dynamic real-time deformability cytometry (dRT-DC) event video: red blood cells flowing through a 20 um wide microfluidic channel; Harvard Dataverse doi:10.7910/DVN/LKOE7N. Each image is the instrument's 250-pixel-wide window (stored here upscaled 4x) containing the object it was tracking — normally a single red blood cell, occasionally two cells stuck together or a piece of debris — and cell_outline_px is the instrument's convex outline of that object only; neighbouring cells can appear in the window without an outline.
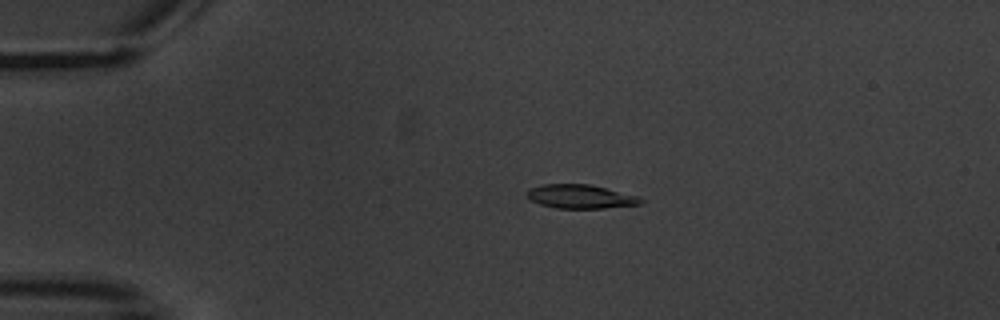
{"species": "common noctule bat (a hibernating species)", "species_latin": "Nyctalus noctula", "temperature_condition": "warm", "stored_images_in_passage": 14, "camera_frame_rate_fps": 3000, "um_per_image_px": 0.085, "animal": {"sex": "male", "body_mass_g": 20.1, "forearm_length_mm": 53.5}, "frame": {"image": 1, "passage_image": 3, "time_ms": 2.333, "image_size_px": [1000, 320], "cell_outline_px": [[644, 200], [640, 204], [604, 208], [556, 208], [540, 204], [528, 200], [524, 196], [528, 188], [544, 184], [588, 184], [640, 196]], "centroid_in_image_um": [49.29, 16.7], "position_along_channel_um": 35.7, "area_um2": 15.95}}
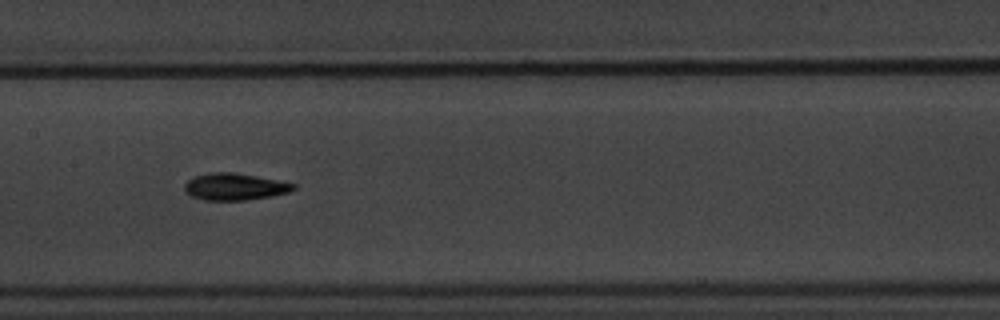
{"frame": {"image": 2, "passage_image": 7, "time_ms": 8.0, "image_size_px": [1000, 320], "cell_outline_px": [[296, 188], [288, 192], [272, 196], [244, 200], [204, 200], [192, 196], [184, 192], [184, 184], [192, 176], [208, 172], [232, 172], [256, 176], [296, 184]], "centroid_in_image_um": [19.9, 15.86], "position_along_channel_um": 187.5, "area_um2": 17.11}}
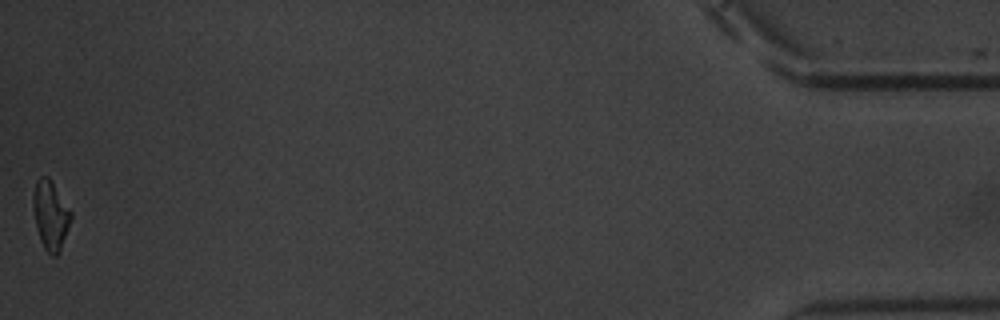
{"frame": {"image": 3, "passage_image": 14, "time_ms": 17.667, "image_size_px": [1000, 320], "cell_outline_px": [[72, 216], [60, 252], [56, 256], [52, 256], [44, 248], [40, 240], [36, 228], [32, 204], [32, 196], [36, 180], [40, 176], [48, 176], [72, 212]], "centroid_in_image_um": [4.28, 18.29], "position_along_channel_um": 430.9, "area_um2": 15.26}, "authors_computed_cell_mechanics": {"area_um2": 15.7505, "velocity_mm_per_s": 3.4528, "shape_relaxation_time_tau1_ms": 2.2635, "shape_relaxation_time_tau2_ms": 2.6955, "deformation_change_tau1": 0.1299, "deformation_change_tau2": 0.1028}}